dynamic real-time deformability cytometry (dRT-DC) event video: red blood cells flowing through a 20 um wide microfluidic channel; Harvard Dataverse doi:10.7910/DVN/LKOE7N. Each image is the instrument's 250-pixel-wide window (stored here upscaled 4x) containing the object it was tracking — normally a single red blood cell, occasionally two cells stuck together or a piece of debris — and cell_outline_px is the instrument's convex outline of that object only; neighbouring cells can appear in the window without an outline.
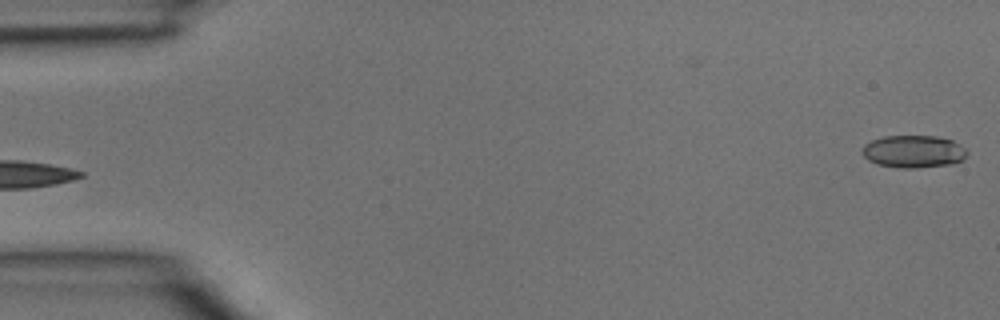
{"species": "common noctule bat (a hibernating species)", "species_latin": "Nyctalus noctula", "temperature_condition": "room temperature", "stored_images_in_passage": 5, "camera_frame_rate_fps": 3000, "um_per_image_px": 0.085, "animal": {"sex": "male", "body_mass_g": 15.6}, "frame": {"image": 1, "passage_image": 5, "time_ms": 1.333, "image_size_px": [1000, 320], "cell_outline_px": [[968, 152], [964, 160], [952, 164], [916, 168], [900, 168], [876, 164], [868, 160], [864, 156], [864, 144], [872, 140], [884, 136], [936, 136], [952, 140], [964, 148]], "centroid_in_image_um": [77.67, 12.88], "position_along_channel_um": 7.3, "area_um2": 19.83}}